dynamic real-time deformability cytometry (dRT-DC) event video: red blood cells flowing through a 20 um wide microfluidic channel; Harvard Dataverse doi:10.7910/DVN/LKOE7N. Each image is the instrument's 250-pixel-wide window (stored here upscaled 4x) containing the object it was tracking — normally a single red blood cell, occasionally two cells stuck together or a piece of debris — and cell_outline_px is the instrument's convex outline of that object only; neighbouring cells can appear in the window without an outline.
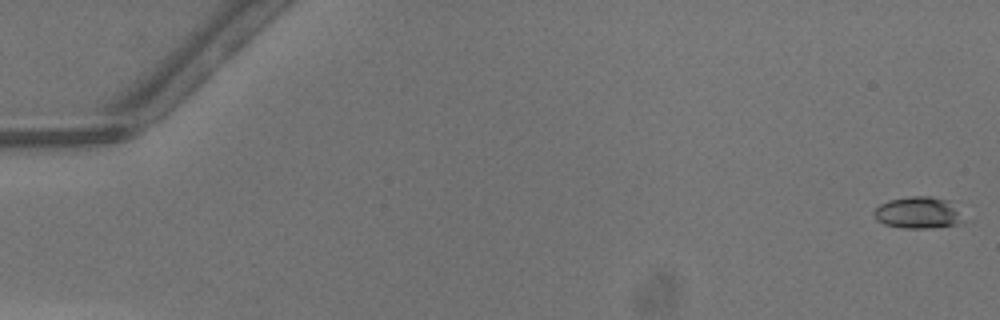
{"species": "common noctule bat (a hibernating species)", "species_latin": "Nyctalus noctula", "temperature_condition": "warm", "stored_images_in_passage": 50, "camera_frame_rate_fps": 3000, "um_per_image_px": 0.085, "animal": {"sex": "male", "body_mass_g": 13.3}, "frame": {"image": 1, "passage_image": 1, "time_ms": 0.0, "image_size_px": [1000, 320], "cell_outline_px": [[964, 220], [956, 224], [928, 228], [904, 228], [884, 224], [876, 220], [872, 212], [880, 204], [888, 200], [912, 196], [932, 196], [948, 200]], "centroid_in_image_um": [77.97, 18.07], "position_along_channel_um": 7.0, "area_um2": 16.3}}
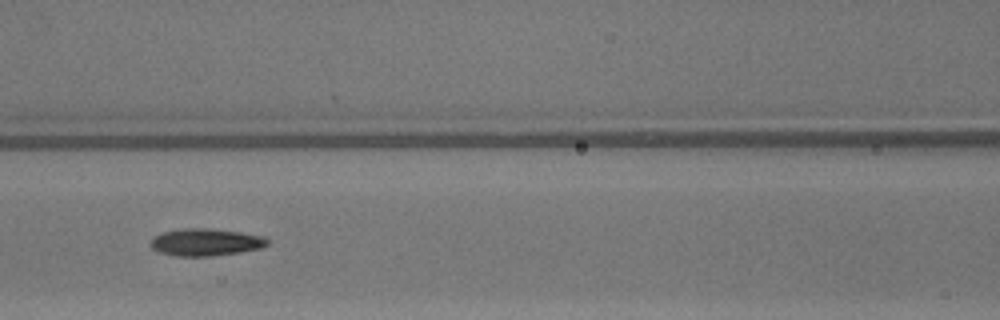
{"frame": {"image": 2, "passage_image": 23, "time_ms": 7.333, "image_size_px": [1000, 320], "cell_outline_px": [[268, 244], [260, 248], [240, 252], [212, 256], [176, 256], [156, 252], [148, 244], [156, 236], [164, 232], [180, 228], [208, 228], [240, 232], [264, 236], [268, 240]], "centroid_in_image_um": [17.46, 20.59], "position_along_channel_um": 149.1, "area_um2": 18.61}}
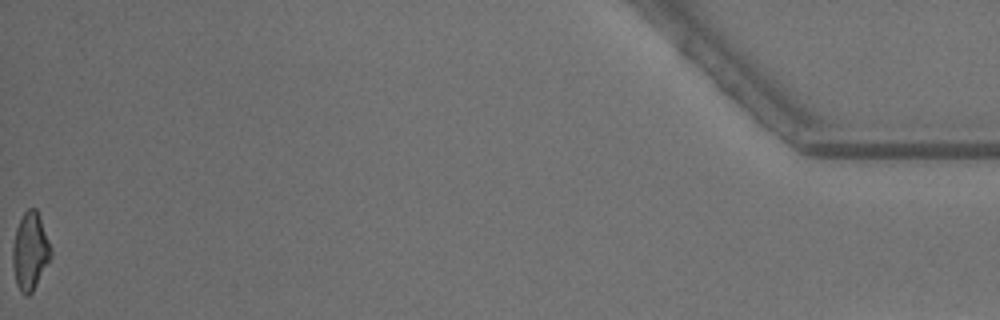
{"frame": {"image": 3, "passage_image": 50, "time_ms": 16.333, "image_size_px": [1000, 320], "cell_outline_px": [[52, 256], [32, 292], [28, 296], [24, 296], [20, 292], [16, 284], [12, 268], [12, 248], [16, 228], [24, 212], [28, 208], [36, 208], [52, 248]], "centroid_in_image_um": [2.55, 21.39], "position_along_channel_um": 432.6, "area_um2": 17.4}, "authors_computed_cell_mechanics": {"area_um2": 17.5134, "velocity_mm_per_s": 4.2849, "shape_relaxation_time_tau1_ms": 2.932, "shape_relaxation_time_tau2_ms": 3.9162, "deformation_change_tau1": 0.1235, "deformation_change_tau2": 0.1376}}